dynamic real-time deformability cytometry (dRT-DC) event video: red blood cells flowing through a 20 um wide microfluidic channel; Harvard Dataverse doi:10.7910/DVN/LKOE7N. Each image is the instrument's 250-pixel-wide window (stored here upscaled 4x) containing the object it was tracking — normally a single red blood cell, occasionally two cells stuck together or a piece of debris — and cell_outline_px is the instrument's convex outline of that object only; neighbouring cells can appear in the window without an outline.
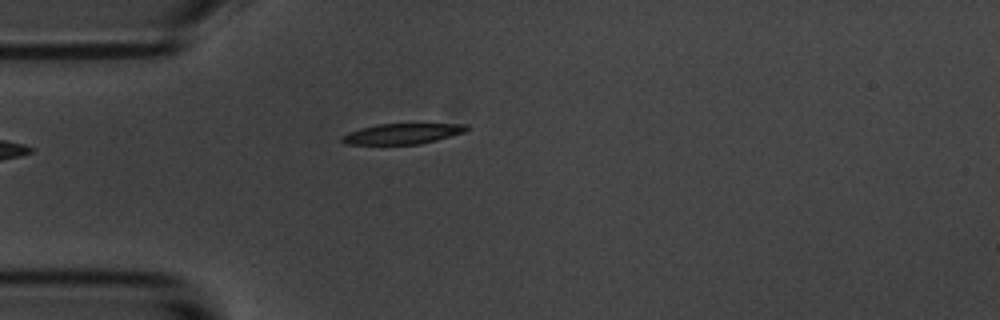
{"species": "common noctule bat (a hibernating species)", "species_latin": "Nyctalus noctula", "temperature_condition": "room temperature", "stored_images_in_passage": 2, "camera_frame_rate_fps": 3000, "um_per_image_px": 0.085, "animal": {"sex": "male", "body_mass_g": 20.1, "forearm_length_mm": 53.5}, "frame": {"image": 1, "passage_image": 2, "time_ms": 1.0, "image_size_px": [1000, 320], "cell_outline_px": [[468, 128], [464, 132], [436, 140], [420, 144], [344, 144], [340, 140], [340, 136], [348, 132], [360, 128], [376, 124], [468, 124]], "centroid_in_image_um": [34.14, 11.36], "position_along_channel_um": 50.9, "area_um2": 14.85}}